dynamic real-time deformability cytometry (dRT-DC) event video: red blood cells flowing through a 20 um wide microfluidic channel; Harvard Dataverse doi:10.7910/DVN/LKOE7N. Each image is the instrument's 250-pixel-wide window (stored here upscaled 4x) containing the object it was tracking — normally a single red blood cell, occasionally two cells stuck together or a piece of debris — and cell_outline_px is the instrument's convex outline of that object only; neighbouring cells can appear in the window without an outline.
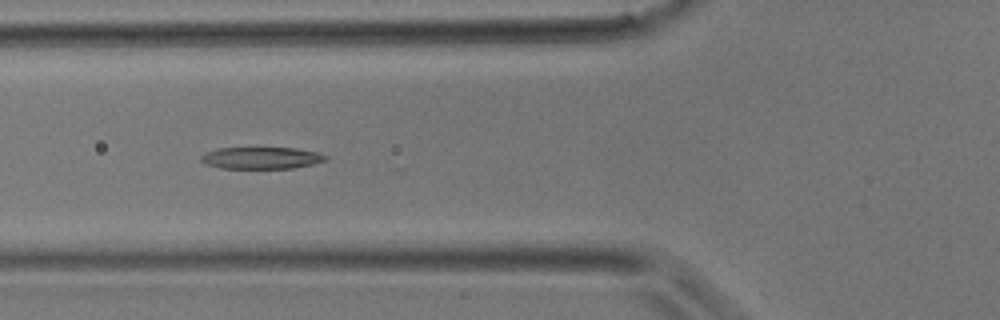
{"species": "common noctule bat (a hibernating species)", "species_latin": "Nyctalus noctula", "temperature_condition": "room temperature", "stored_images_in_passage": 20, "camera_frame_rate_fps": 3000, "um_per_image_px": 0.085, "animal": {"sex": "male", "body_mass_g": 17.9}, "frame": {"image": 1, "passage_image": 13, "time_ms": 4.0, "image_size_px": [1000, 320], "cell_outline_px": [[328, 160], [312, 164], [292, 168], [220, 168], [204, 164], [200, 160], [200, 156], [204, 152], [216, 148], [296, 148], [320, 152], [328, 156]], "centroid_in_image_um": [22.2, 13.42], "position_along_channel_um": 103.6, "area_um2": 16.07}}
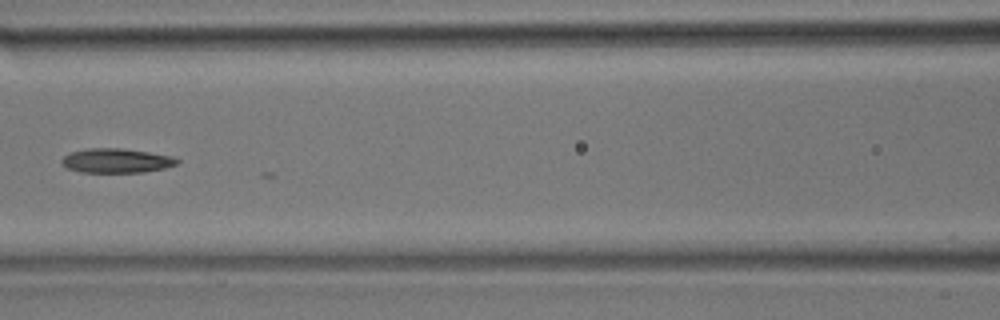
{"frame": {"image": 2, "passage_image": 16, "time_ms": 5.0, "image_size_px": [1000, 320], "cell_outline_px": [[180, 160], [176, 164], [164, 168], [144, 172], [80, 172], [64, 168], [60, 164], [60, 160], [64, 156], [72, 152], [88, 148], [120, 148], [148, 152], [172, 156]], "centroid_in_image_um": [9.84, 13.66], "position_along_channel_um": 156.8, "area_um2": 16.42}}